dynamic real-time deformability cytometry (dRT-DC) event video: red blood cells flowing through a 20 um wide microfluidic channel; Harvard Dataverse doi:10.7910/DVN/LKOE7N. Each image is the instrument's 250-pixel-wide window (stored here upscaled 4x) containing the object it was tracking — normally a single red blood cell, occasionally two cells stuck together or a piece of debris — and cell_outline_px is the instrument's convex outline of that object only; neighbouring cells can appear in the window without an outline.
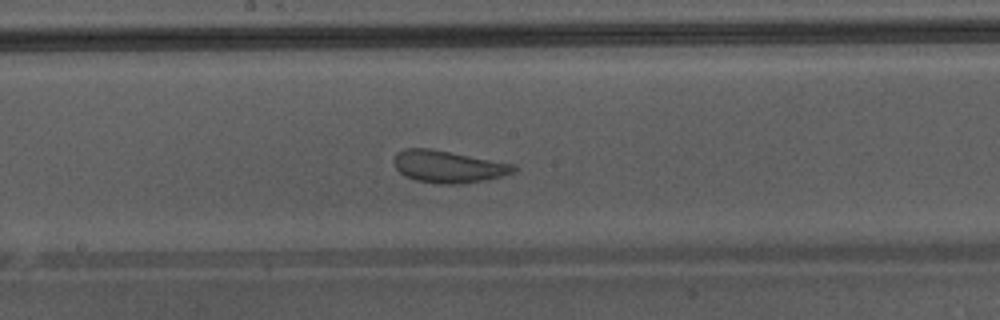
{"species": "Egyptian fruit bat (a non-hibernating species)", "species_latin": "Rousettus aegyptiacus", "temperature_condition": "warm", "stored_images_in_passage": 49, "camera_frame_rate_fps": 3000, "um_per_image_px": 0.085, "animal": {"sex": "male"}, "frame": {"image": 1, "passage_image": 28, "time_ms": 9.0, "image_size_px": [1000, 320], "cell_outline_px": [[516, 168], [512, 172], [500, 176], [484, 180], [460, 184], [436, 184], [416, 180], [404, 176], [392, 164], [392, 160], [396, 152], [404, 148], [428, 148], [516, 164]], "centroid_in_image_um": [38.03, 14.16], "position_along_channel_um": 210.2, "area_um2": 22.48}, "authors_computed_cell_mechanics": {"area_um2": 28.0908, "velocity_mm_per_s": 4.2982, "shape_relaxation_time_tau1_ms": null, "shape_relaxation_time_tau2_ms": 0.7002, "deformation_change_tau1": null, "deformation_change_tau2": 0.0972}}